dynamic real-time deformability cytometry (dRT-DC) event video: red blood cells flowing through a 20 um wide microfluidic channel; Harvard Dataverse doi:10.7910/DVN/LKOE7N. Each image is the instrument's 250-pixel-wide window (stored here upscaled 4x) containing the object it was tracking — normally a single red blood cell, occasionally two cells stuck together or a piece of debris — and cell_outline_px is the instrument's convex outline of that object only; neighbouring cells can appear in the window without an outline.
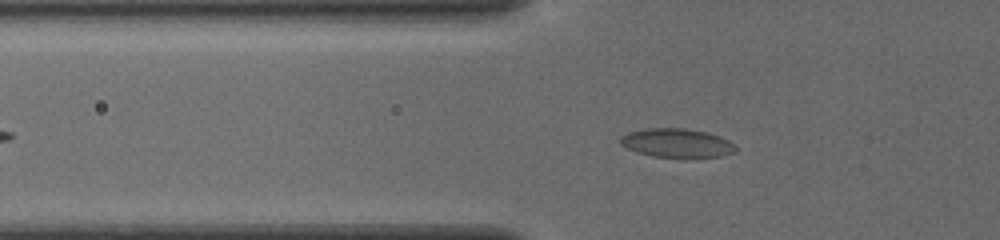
{"species": "common noctule bat (a hibernating species)", "species_latin": "Nyctalus noctula", "temperature_condition": "cold", "stored_images_in_passage": 32, "camera_frame_rate_fps": 3000, "um_per_image_px": 0.085, "animal": {"sex": "female", "body_mass_g": 19.5, "forearm_length_mm": 54.1}, "frame": {"image": 1, "passage_image": 4, "time_ms": 1.0, "image_size_px": [1000, 240], "cell_outline_px": [[736, 152], [720, 156], [684, 160], [652, 156], [636, 152], [620, 144], [620, 136], [628, 132], [644, 128], [684, 128], [708, 132], [720, 136], [728, 140], [736, 148]], "centroid_in_image_um": [57.53, 12.19], "position_along_channel_um": 68.3, "area_um2": 20.11}}
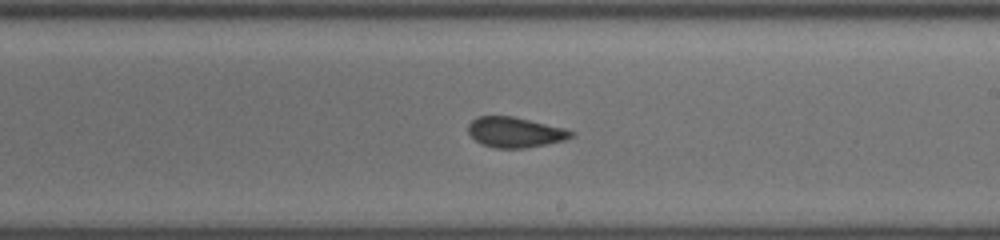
{"frame": {"image": 2, "passage_image": 18, "time_ms": 5.667, "image_size_px": [1000, 240], "cell_outline_px": [[576, 132], [572, 136], [564, 140], [524, 148], [496, 148], [480, 144], [468, 132], [468, 124], [476, 116], [512, 116], [564, 128]], "centroid_in_image_um": [43.75, 11.24], "position_along_channel_um": 245.3, "area_um2": 18.03}}
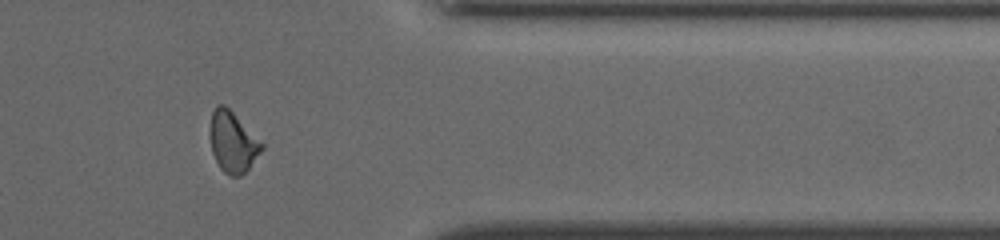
{"frame": {"image": 3, "passage_image": 30, "time_ms": 9.667, "image_size_px": [1000, 240], "cell_outline_px": [[264, 148], [248, 168], [240, 176], [232, 176], [224, 172], [220, 168], [212, 152], [208, 132], [212, 112], [216, 104], [224, 104], [264, 144]], "centroid_in_image_um": [19.75, 12.06], "position_along_channel_um": 391.7, "area_um2": 18.21}, "authors_computed_cell_mechanics": {"area_um2": 18.5538, "velocity_mm_per_s": 3.9012, "shape_relaxation_time_tau1_ms": null, "shape_relaxation_time_tau2_ms": 1.4071, "deformation_change_tau1": null, "deformation_change_tau2": 0.0523}}